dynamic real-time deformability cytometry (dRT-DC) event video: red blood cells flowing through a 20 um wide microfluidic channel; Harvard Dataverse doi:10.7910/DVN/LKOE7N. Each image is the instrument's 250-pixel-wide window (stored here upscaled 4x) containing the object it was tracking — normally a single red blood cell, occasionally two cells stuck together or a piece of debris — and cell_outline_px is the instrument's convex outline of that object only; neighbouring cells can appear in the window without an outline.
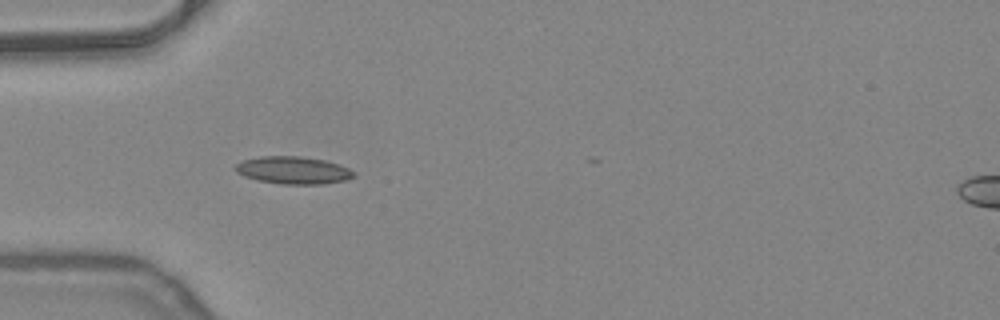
{"species": "common noctule bat (a hibernating species)", "species_latin": "Nyctalus noctula", "temperature_condition": "warm", "stored_images_in_passage": 17, "camera_frame_rate_fps": 3000, "um_per_image_px": 0.085, "animal": {"sex": "female", "body_mass_g": 24.6, "forearm_length_mm": 56.2}, "frame": {"image": 1, "passage_image": 1, "time_ms": 0.0, "image_size_px": [1000, 320], "cell_outline_px": [[356, 176], [348, 180], [324, 184], [280, 184], [256, 180], [244, 176], [236, 172], [232, 168], [236, 164], [244, 160], [260, 156], [300, 156], [324, 160], [348, 168]], "centroid_in_image_um": [24.89, 14.48], "position_along_channel_um": 60.1, "area_um2": 19.02}}
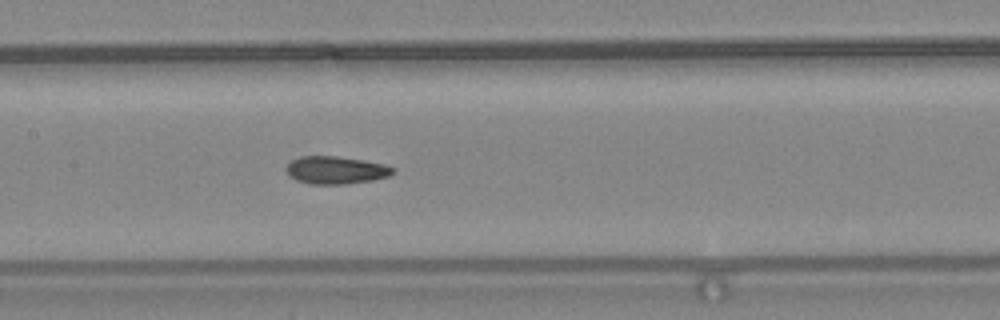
{"frame": {"image": 2, "passage_image": 10, "time_ms": 3.0, "image_size_px": [1000, 320], "cell_outline_px": [[396, 172], [388, 176], [372, 180], [344, 184], [308, 184], [296, 180], [288, 176], [284, 168], [292, 160], [300, 156], [336, 156], [364, 160], [384, 164], [396, 168]], "centroid_in_image_um": [28.53, 14.46], "position_along_channel_um": 178.9, "area_um2": 17.4}}
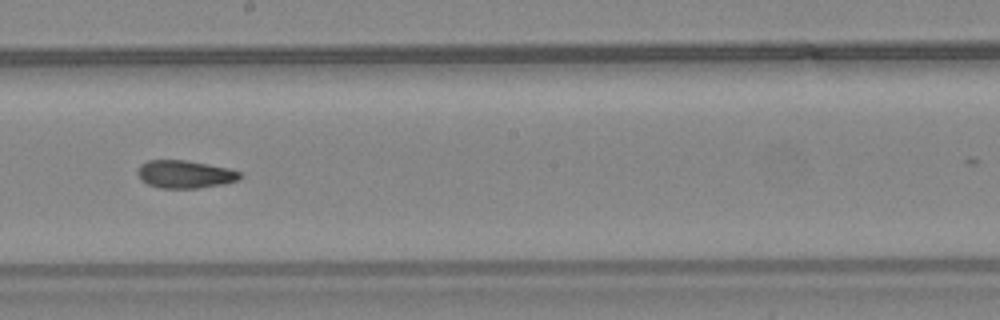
{"frame": {"image": 3, "passage_image": 14, "time_ms": 4.333, "image_size_px": [1000, 320], "cell_outline_px": [[244, 176], [240, 180], [224, 184], [200, 188], [160, 188], [148, 184], [140, 180], [136, 172], [140, 164], [148, 160], [188, 160], [228, 168], [240, 172]], "centroid_in_image_um": [15.73, 14.81], "position_along_channel_um": 232.5, "area_um2": 16.88}}